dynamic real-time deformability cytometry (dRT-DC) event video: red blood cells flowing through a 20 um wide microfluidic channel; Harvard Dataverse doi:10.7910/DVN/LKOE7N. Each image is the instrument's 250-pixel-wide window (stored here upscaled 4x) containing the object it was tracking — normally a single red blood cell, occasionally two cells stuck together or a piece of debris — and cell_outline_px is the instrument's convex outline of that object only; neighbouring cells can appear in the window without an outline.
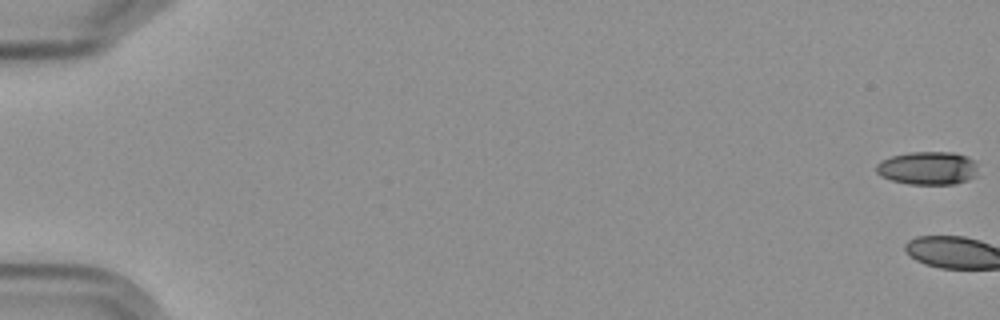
{"species": "Egyptian fruit bat (a non-hibernating species)", "species_latin": "Rousettus aegyptiacus", "temperature_condition": "cold", "stored_images_in_passage": 7, "camera_frame_rate_fps": 3000, "um_per_image_px": 0.085, "frame": {"image": 1, "passage_image": 1, "time_ms": 0.0, "image_size_px": [1000, 320], "cell_outline_px": [[976, 176], [968, 180], [956, 184], [908, 184], [892, 180], [880, 176], [876, 172], [876, 164], [880, 160], [892, 156], [908, 152], [952, 152], [968, 156], [976, 160]], "centroid_in_image_um": [78.86, 14.28], "position_along_channel_um": 6.1, "area_um2": 19.94}}